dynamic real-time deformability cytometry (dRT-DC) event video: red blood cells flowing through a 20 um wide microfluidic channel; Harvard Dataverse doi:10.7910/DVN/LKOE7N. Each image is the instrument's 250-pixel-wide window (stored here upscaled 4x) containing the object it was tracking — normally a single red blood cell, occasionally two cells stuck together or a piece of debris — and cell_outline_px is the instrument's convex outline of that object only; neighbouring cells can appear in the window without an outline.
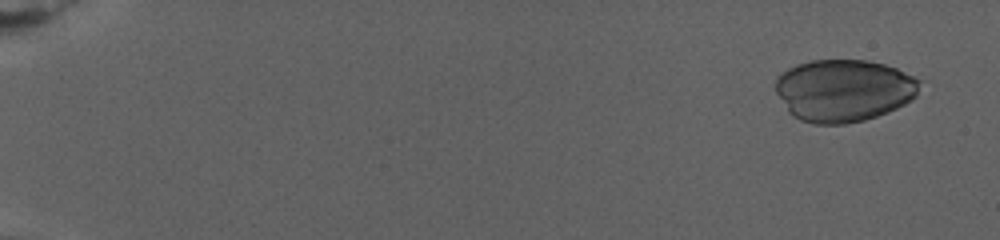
{"species": "human", "species_latin": "Homo sapiens", "temperature_condition": "warm", "stored_images_in_passage": 30, "camera_frame_rate_fps": 3000, "um_per_image_px": 0.085, "donor": {"sex": "female"}, "frame": {"image": 1, "passage_image": 2, "time_ms": 1.0, "image_size_px": [1000, 240], "cell_outline_px": [[920, 80], [916, 96], [912, 100], [896, 108], [876, 116], [864, 120], [844, 124], [816, 124], [800, 120], [788, 112], [776, 92], [776, 76], [788, 68], [796, 64], [812, 60], [868, 60], [884, 64], [896, 68]], "centroid_in_image_um": [71.69, 7.68], "position_along_channel_um": 13.3, "area_um2": 52.31}}
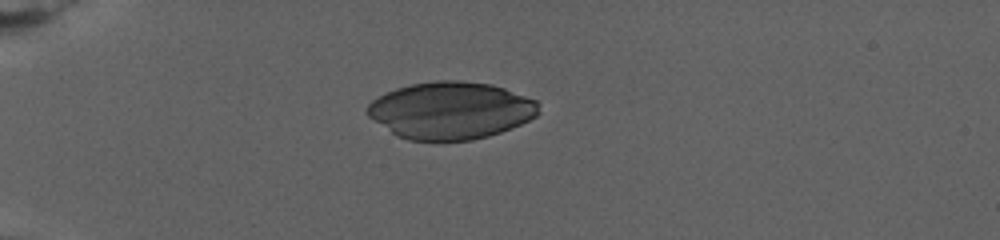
{"frame": {"image": 2, "passage_image": 15, "time_ms": 7.667, "image_size_px": [1000, 240], "cell_outline_px": [[540, 112], [536, 116], [512, 128], [488, 136], [472, 140], [408, 140], [396, 136], [368, 116], [364, 112], [368, 104], [372, 100], [396, 88], [412, 84], [436, 80], [460, 80], [492, 84], [504, 88], [536, 100], [540, 104]], "centroid_in_image_um": [38.31, 9.38], "position_along_channel_um": 46.7, "area_um2": 57.28}}
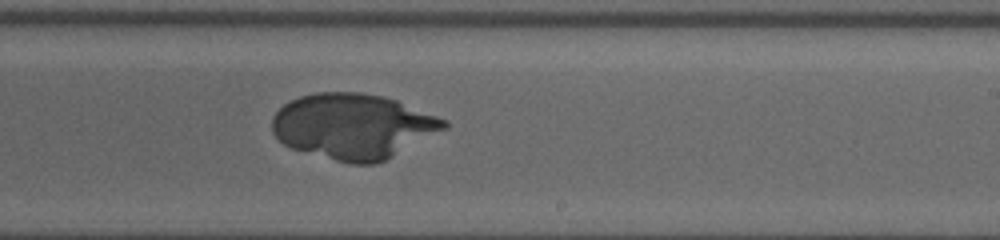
{"frame": {"image": 3, "passage_image": 30, "time_ms": 17.333, "image_size_px": [1000, 240], "cell_outline_px": [[448, 128], [376, 164], [348, 164], [292, 148], [284, 144], [272, 132], [272, 116], [284, 104], [300, 96], [316, 92], [360, 92], [380, 96], [396, 100], [448, 120]], "centroid_in_image_um": [30.02, 10.73], "position_along_channel_um": 259.0, "area_um2": 65.2}}